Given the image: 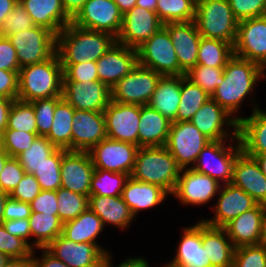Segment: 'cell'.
I'll return each mask as SVG.
<instances>
[{"label":"cell","instance_id":"cell-1","mask_svg":"<svg viewBox=\"0 0 266 267\" xmlns=\"http://www.w3.org/2000/svg\"><path fill=\"white\" fill-rule=\"evenodd\" d=\"M265 70L255 62L233 55L224 67V80L210 96L238 122L241 104L247 95L254 92L258 80L266 78Z\"/></svg>","mask_w":266,"mask_h":267},{"label":"cell","instance_id":"cell-2","mask_svg":"<svg viewBox=\"0 0 266 267\" xmlns=\"http://www.w3.org/2000/svg\"><path fill=\"white\" fill-rule=\"evenodd\" d=\"M115 42L108 33L69 23L56 36V51L64 71L70 64L97 61Z\"/></svg>","mask_w":266,"mask_h":267},{"label":"cell","instance_id":"cell-3","mask_svg":"<svg viewBox=\"0 0 266 267\" xmlns=\"http://www.w3.org/2000/svg\"><path fill=\"white\" fill-rule=\"evenodd\" d=\"M18 78L17 99L20 101L62 96L63 67L57 52L48 60L21 67Z\"/></svg>","mask_w":266,"mask_h":267},{"label":"cell","instance_id":"cell-4","mask_svg":"<svg viewBox=\"0 0 266 267\" xmlns=\"http://www.w3.org/2000/svg\"><path fill=\"white\" fill-rule=\"evenodd\" d=\"M181 168L165 146L139 147L131 177L157 185L172 195Z\"/></svg>","mask_w":266,"mask_h":267},{"label":"cell","instance_id":"cell-5","mask_svg":"<svg viewBox=\"0 0 266 267\" xmlns=\"http://www.w3.org/2000/svg\"><path fill=\"white\" fill-rule=\"evenodd\" d=\"M194 22L201 37L220 39L234 46L239 21L228 0H201L196 4Z\"/></svg>","mask_w":266,"mask_h":267},{"label":"cell","instance_id":"cell-6","mask_svg":"<svg viewBox=\"0 0 266 267\" xmlns=\"http://www.w3.org/2000/svg\"><path fill=\"white\" fill-rule=\"evenodd\" d=\"M236 140V145L233 143ZM227 140L210 141L199 153L195 165V171L206 174L217 180L221 185L229 184L233 178V168L237 156L242 152L239 137L231 139V144L225 145Z\"/></svg>","mask_w":266,"mask_h":267},{"label":"cell","instance_id":"cell-7","mask_svg":"<svg viewBox=\"0 0 266 267\" xmlns=\"http://www.w3.org/2000/svg\"><path fill=\"white\" fill-rule=\"evenodd\" d=\"M138 64L152 69L162 76H181L185 72L179 67L175 48L168 31L162 27L138 48Z\"/></svg>","mask_w":266,"mask_h":267},{"label":"cell","instance_id":"cell-8","mask_svg":"<svg viewBox=\"0 0 266 267\" xmlns=\"http://www.w3.org/2000/svg\"><path fill=\"white\" fill-rule=\"evenodd\" d=\"M210 140L190 121L171 122L166 149L181 169L192 168L199 153Z\"/></svg>","mask_w":266,"mask_h":267},{"label":"cell","instance_id":"cell-9","mask_svg":"<svg viewBox=\"0 0 266 267\" xmlns=\"http://www.w3.org/2000/svg\"><path fill=\"white\" fill-rule=\"evenodd\" d=\"M17 51L20 67L50 59L56 51V35L42 26H34L8 36Z\"/></svg>","mask_w":266,"mask_h":267},{"label":"cell","instance_id":"cell-10","mask_svg":"<svg viewBox=\"0 0 266 267\" xmlns=\"http://www.w3.org/2000/svg\"><path fill=\"white\" fill-rule=\"evenodd\" d=\"M161 74L139 64L111 89V100L134 105H148Z\"/></svg>","mask_w":266,"mask_h":267},{"label":"cell","instance_id":"cell-11","mask_svg":"<svg viewBox=\"0 0 266 267\" xmlns=\"http://www.w3.org/2000/svg\"><path fill=\"white\" fill-rule=\"evenodd\" d=\"M123 22V14L114 0H87L71 20L81 28L105 32L117 38Z\"/></svg>","mask_w":266,"mask_h":267},{"label":"cell","instance_id":"cell-12","mask_svg":"<svg viewBox=\"0 0 266 267\" xmlns=\"http://www.w3.org/2000/svg\"><path fill=\"white\" fill-rule=\"evenodd\" d=\"M139 146L105 138L93 146L90 154L94 169L131 175Z\"/></svg>","mask_w":266,"mask_h":267},{"label":"cell","instance_id":"cell-13","mask_svg":"<svg viewBox=\"0 0 266 267\" xmlns=\"http://www.w3.org/2000/svg\"><path fill=\"white\" fill-rule=\"evenodd\" d=\"M233 53L257 63L266 71V15L238 22Z\"/></svg>","mask_w":266,"mask_h":267},{"label":"cell","instance_id":"cell-14","mask_svg":"<svg viewBox=\"0 0 266 267\" xmlns=\"http://www.w3.org/2000/svg\"><path fill=\"white\" fill-rule=\"evenodd\" d=\"M190 122L210 141L238 138L239 122L211 98L192 116ZM231 126L232 132H228L226 128Z\"/></svg>","mask_w":266,"mask_h":267},{"label":"cell","instance_id":"cell-15","mask_svg":"<svg viewBox=\"0 0 266 267\" xmlns=\"http://www.w3.org/2000/svg\"><path fill=\"white\" fill-rule=\"evenodd\" d=\"M103 113L107 138L138 146L140 105L111 100Z\"/></svg>","mask_w":266,"mask_h":267},{"label":"cell","instance_id":"cell-16","mask_svg":"<svg viewBox=\"0 0 266 267\" xmlns=\"http://www.w3.org/2000/svg\"><path fill=\"white\" fill-rule=\"evenodd\" d=\"M163 26L155 11L135 6L123 15L122 28L116 42L136 49Z\"/></svg>","mask_w":266,"mask_h":267},{"label":"cell","instance_id":"cell-17","mask_svg":"<svg viewBox=\"0 0 266 267\" xmlns=\"http://www.w3.org/2000/svg\"><path fill=\"white\" fill-rule=\"evenodd\" d=\"M220 187L221 184L217 180L189 167L186 170L181 169L172 196L183 205L202 206L218 195Z\"/></svg>","mask_w":266,"mask_h":267},{"label":"cell","instance_id":"cell-18","mask_svg":"<svg viewBox=\"0 0 266 267\" xmlns=\"http://www.w3.org/2000/svg\"><path fill=\"white\" fill-rule=\"evenodd\" d=\"M62 98L76 110L103 112L111 101V89L101 81L63 82Z\"/></svg>","mask_w":266,"mask_h":267},{"label":"cell","instance_id":"cell-19","mask_svg":"<svg viewBox=\"0 0 266 267\" xmlns=\"http://www.w3.org/2000/svg\"><path fill=\"white\" fill-rule=\"evenodd\" d=\"M45 249L69 267H103L105 253L96 244L75 243L61 234Z\"/></svg>","mask_w":266,"mask_h":267},{"label":"cell","instance_id":"cell-20","mask_svg":"<svg viewBox=\"0 0 266 267\" xmlns=\"http://www.w3.org/2000/svg\"><path fill=\"white\" fill-rule=\"evenodd\" d=\"M138 64L135 48L115 42L97 61L98 80L110 89Z\"/></svg>","mask_w":266,"mask_h":267},{"label":"cell","instance_id":"cell-21","mask_svg":"<svg viewBox=\"0 0 266 267\" xmlns=\"http://www.w3.org/2000/svg\"><path fill=\"white\" fill-rule=\"evenodd\" d=\"M61 187L90 196L94 166L88 151H67L61 162Z\"/></svg>","mask_w":266,"mask_h":267},{"label":"cell","instance_id":"cell-22","mask_svg":"<svg viewBox=\"0 0 266 267\" xmlns=\"http://www.w3.org/2000/svg\"><path fill=\"white\" fill-rule=\"evenodd\" d=\"M218 195L216 205L212 207L215 212L213 218L202 220L213 227L223 228L231 220L258 204L250 195L232 183L222 184Z\"/></svg>","mask_w":266,"mask_h":267},{"label":"cell","instance_id":"cell-23","mask_svg":"<svg viewBox=\"0 0 266 267\" xmlns=\"http://www.w3.org/2000/svg\"><path fill=\"white\" fill-rule=\"evenodd\" d=\"M72 124V151H89L107 138L103 112L75 109Z\"/></svg>","mask_w":266,"mask_h":267},{"label":"cell","instance_id":"cell-24","mask_svg":"<svg viewBox=\"0 0 266 267\" xmlns=\"http://www.w3.org/2000/svg\"><path fill=\"white\" fill-rule=\"evenodd\" d=\"M163 27L170 35L179 67L186 73L197 65L201 35L196 23L194 21L167 23Z\"/></svg>","mask_w":266,"mask_h":267},{"label":"cell","instance_id":"cell-25","mask_svg":"<svg viewBox=\"0 0 266 267\" xmlns=\"http://www.w3.org/2000/svg\"><path fill=\"white\" fill-rule=\"evenodd\" d=\"M231 183L240 187L257 203L266 205V175L256 159L243 151L235 160Z\"/></svg>","mask_w":266,"mask_h":267},{"label":"cell","instance_id":"cell-26","mask_svg":"<svg viewBox=\"0 0 266 267\" xmlns=\"http://www.w3.org/2000/svg\"><path fill=\"white\" fill-rule=\"evenodd\" d=\"M265 209L266 205L258 203L223 227L235 248L260 244Z\"/></svg>","mask_w":266,"mask_h":267},{"label":"cell","instance_id":"cell-27","mask_svg":"<svg viewBox=\"0 0 266 267\" xmlns=\"http://www.w3.org/2000/svg\"><path fill=\"white\" fill-rule=\"evenodd\" d=\"M183 229L176 255L164 267H212L206 249L202 246L201 220Z\"/></svg>","mask_w":266,"mask_h":267},{"label":"cell","instance_id":"cell-28","mask_svg":"<svg viewBox=\"0 0 266 267\" xmlns=\"http://www.w3.org/2000/svg\"><path fill=\"white\" fill-rule=\"evenodd\" d=\"M36 26L52 31L56 36L69 24L62 0H19Z\"/></svg>","mask_w":266,"mask_h":267},{"label":"cell","instance_id":"cell-29","mask_svg":"<svg viewBox=\"0 0 266 267\" xmlns=\"http://www.w3.org/2000/svg\"><path fill=\"white\" fill-rule=\"evenodd\" d=\"M253 105L251 115L239 121L238 137L246 155H261L266 153V111Z\"/></svg>","mask_w":266,"mask_h":267},{"label":"cell","instance_id":"cell-30","mask_svg":"<svg viewBox=\"0 0 266 267\" xmlns=\"http://www.w3.org/2000/svg\"><path fill=\"white\" fill-rule=\"evenodd\" d=\"M169 194L161 187L137 181L131 176L127 179L121 197L134 217L145 209H152L162 203Z\"/></svg>","mask_w":266,"mask_h":267},{"label":"cell","instance_id":"cell-31","mask_svg":"<svg viewBox=\"0 0 266 267\" xmlns=\"http://www.w3.org/2000/svg\"><path fill=\"white\" fill-rule=\"evenodd\" d=\"M201 237L212 267H232L235 247L224 228L201 221Z\"/></svg>","mask_w":266,"mask_h":267},{"label":"cell","instance_id":"cell-32","mask_svg":"<svg viewBox=\"0 0 266 267\" xmlns=\"http://www.w3.org/2000/svg\"><path fill=\"white\" fill-rule=\"evenodd\" d=\"M171 121L149 105L140 106L138 146H165Z\"/></svg>","mask_w":266,"mask_h":267},{"label":"cell","instance_id":"cell-33","mask_svg":"<svg viewBox=\"0 0 266 267\" xmlns=\"http://www.w3.org/2000/svg\"><path fill=\"white\" fill-rule=\"evenodd\" d=\"M88 207L97 214L105 226L114 225L126 229L134 220V216L121 196L90 195Z\"/></svg>","mask_w":266,"mask_h":267},{"label":"cell","instance_id":"cell-34","mask_svg":"<svg viewBox=\"0 0 266 267\" xmlns=\"http://www.w3.org/2000/svg\"><path fill=\"white\" fill-rule=\"evenodd\" d=\"M181 100V76H161L148 103L171 122H176Z\"/></svg>","mask_w":266,"mask_h":267},{"label":"cell","instance_id":"cell-35","mask_svg":"<svg viewBox=\"0 0 266 267\" xmlns=\"http://www.w3.org/2000/svg\"><path fill=\"white\" fill-rule=\"evenodd\" d=\"M103 229L104 225L101 218L88 207L77 218L63 223L62 235L75 243L96 244L107 254L109 251L100 244L98 245L96 241Z\"/></svg>","mask_w":266,"mask_h":267},{"label":"cell","instance_id":"cell-36","mask_svg":"<svg viewBox=\"0 0 266 267\" xmlns=\"http://www.w3.org/2000/svg\"><path fill=\"white\" fill-rule=\"evenodd\" d=\"M74 108L63 98L55 107L53 122L46 138L56 147L72 151V120Z\"/></svg>","mask_w":266,"mask_h":267},{"label":"cell","instance_id":"cell-37","mask_svg":"<svg viewBox=\"0 0 266 267\" xmlns=\"http://www.w3.org/2000/svg\"><path fill=\"white\" fill-rule=\"evenodd\" d=\"M31 236L35 240L31 248H46L53 240L62 234L63 222L58 215L31 212L29 217Z\"/></svg>","mask_w":266,"mask_h":267},{"label":"cell","instance_id":"cell-38","mask_svg":"<svg viewBox=\"0 0 266 267\" xmlns=\"http://www.w3.org/2000/svg\"><path fill=\"white\" fill-rule=\"evenodd\" d=\"M234 55L233 46L220 39L201 37L197 64L213 68H224Z\"/></svg>","mask_w":266,"mask_h":267},{"label":"cell","instance_id":"cell-39","mask_svg":"<svg viewBox=\"0 0 266 267\" xmlns=\"http://www.w3.org/2000/svg\"><path fill=\"white\" fill-rule=\"evenodd\" d=\"M210 96L198 85L181 75V100L177 111L176 122L190 121Z\"/></svg>","mask_w":266,"mask_h":267},{"label":"cell","instance_id":"cell-40","mask_svg":"<svg viewBox=\"0 0 266 267\" xmlns=\"http://www.w3.org/2000/svg\"><path fill=\"white\" fill-rule=\"evenodd\" d=\"M155 12L163 24L190 22L195 20L196 3L192 0H157Z\"/></svg>","mask_w":266,"mask_h":267},{"label":"cell","instance_id":"cell-41","mask_svg":"<svg viewBox=\"0 0 266 267\" xmlns=\"http://www.w3.org/2000/svg\"><path fill=\"white\" fill-rule=\"evenodd\" d=\"M130 176L125 173L94 169L90 185V195L121 196L125 183Z\"/></svg>","mask_w":266,"mask_h":267},{"label":"cell","instance_id":"cell-42","mask_svg":"<svg viewBox=\"0 0 266 267\" xmlns=\"http://www.w3.org/2000/svg\"><path fill=\"white\" fill-rule=\"evenodd\" d=\"M68 150L57 148L33 173L41 190L57 191L61 187V162Z\"/></svg>","mask_w":266,"mask_h":267},{"label":"cell","instance_id":"cell-43","mask_svg":"<svg viewBox=\"0 0 266 267\" xmlns=\"http://www.w3.org/2000/svg\"><path fill=\"white\" fill-rule=\"evenodd\" d=\"M56 149L46 136H37L31 146L16 158L19 160L25 173L33 174Z\"/></svg>","mask_w":266,"mask_h":267},{"label":"cell","instance_id":"cell-44","mask_svg":"<svg viewBox=\"0 0 266 267\" xmlns=\"http://www.w3.org/2000/svg\"><path fill=\"white\" fill-rule=\"evenodd\" d=\"M89 197L60 187L57 190L58 216L63 223L77 218L88 208Z\"/></svg>","mask_w":266,"mask_h":267},{"label":"cell","instance_id":"cell-45","mask_svg":"<svg viewBox=\"0 0 266 267\" xmlns=\"http://www.w3.org/2000/svg\"><path fill=\"white\" fill-rule=\"evenodd\" d=\"M7 128L38 134L33 105L30 102L14 100L8 114Z\"/></svg>","mask_w":266,"mask_h":267},{"label":"cell","instance_id":"cell-46","mask_svg":"<svg viewBox=\"0 0 266 267\" xmlns=\"http://www.w3.org/2000/svg\"><path fill=\"white\" fill-rule=\"evenodd\" d=\"M223 72L224 68H213L197 64L185 73V77L211 96L216 87L223 83Z\"/></svg>","mask_w":266,"mask_h":267},{"label":"cell","instance_id":"cell-47","mask_svg":"<svg viewBox=\"0 0 266 267\" xmlns=\"http://www.w3.org/2000/svg\"><path fill=\"white\" fill-rule=\"evenodd\" d=\"M38 134L6 128L0 137V148L10 157H17L28 149Z\"/></svg>","mask_w":266,"mask_h":267},{"label":"cell","instance_id":"cell-48","mask_svg":"<svg viewBox=\"0 0 266 267\" xmlns=\"http://www.w3.org/2000/svg\"><path fill=\"white\" fill-rule=\"evenodd\" d=\"M62 98L51 97L30 102L34 107L38 136H47L53 122L57 102Z\"/></svg>","mask_w":266,"mask_h":267},{"label":"cell","instance_id":"cell-49","mask_svg":"<svg viewBox=\"0 0 266 267\" xmlns=\"http://www.w3.org/2000/svg\"><path fill=\"white\" fill-rule=\"evenodd\" d=\"M232 267H266V247L259 244L235 248Z\"/></svg>","mask_w":266,"mask_h":267},{"label":"cell","instance_id":"cell-50","mask_svg":"<svg viewBox=\"0 0 266 267\" xmlns=\"http://www.w3.org/2000/svg\"><path fill=\"white\" fill-rule=\"evenodd\" d=\"M33 249L21 238L8 233L0 224V252L8 258H23L32 253Z\"/></svg>","mask_w":266,"mask_h":267},{"label":"cell","instance_id":"cell-51","mask_svg":"<svg viewBox=\"0 0 266 267\" xmlns=\"http://www.w3.org/2000/svg\"><path fill=\"white\" fill-rule=\"evenodd\" d=\"M34 26L36 25L34 24L32 18L18 2L11 13L3 21L2 29L4 37H8L12 34H17L18 32L31 29Z\"/></svg>","mask_w":266,"mask_h":267},{"label":"cell","instance_id":"cell-52","mask_svg":"<svg viewBox=\"0 0 266 267\" xmlns=\"http://www.w3.org/2000/svg\"><path fill=\"white\" fill-rule=\"evenodd\" d=\"M234 17L238 20L266 15V0H228Z\"/></svg>","mask_w":266,"mask_h":267},{"label":"cell","instance_id":"cell-53","mask_svg":"<svg viewBox=\"0 0 266 267\" xmlns=\"http://www.w3.org/2000/svg\"><path fill=\"white\" fill-rule=\"evenodd\" d=\"M99 81L96 61L70 64L63 71V82H92Z\"/></svg>","mask_w":266,"mask_h":267},{"label":"cell","instance_id":"cell-54","mask_svg":"<svg viewBox=\"0 0 266 267\" xmlns=\"http://www.w3.org/2000/svg\"><path fill=\"white\" fill-rule=\"evenodd\" d=\"M24 174L25 171L20 165L19 160L16 157H10L5 162L4 168L0 173V189L10 195Z\"/></svg>","mask_w":266,"mask_h":267},{"label":"cell","instance_id":"cell-55","mask_svg":"<svg viewBox=\"0 0 266 267\" xmlns=\"http://www.w3.org/2000/svg\"><path fill=\"white\" fill-rule=\"evenodd\" d=\"M40 192V185L34 175L30 173H25L21 181L10 193L9 196L12 199L30 204Z\"/></svg>","mask_w":266,"mask_h":267},{"label":"cell","instance_id":"cell-56","mask_svg":"<svg viewBox=\"0 0 266 267\" xmlns=\"http://www.w3.org/2000/svg\"><path fill=\"white\" fill-rule=\"evenodd\" d=\"M30 205L31 212L58 215L57 191L41 190Z\"/></svg>","mask_w":266,"mask_h":267},{"label":"cell","instance_id":"cell-57","mask_svg":"<svg viewBox=\"0 0 266 267\" xmlns=\"http://www.w3.org/2000/svg\"><path fill=\"white\" fill-rule=\"evenodd\" d=\"M20 66L17 60V51L8 37L0 38V69L19 72Z\"/></svg>","mask_w":266,"mask_h":267},{"label":"cell","instance_id":"cell-58","mask_svg":"<svg viewBox=\"0 0 266 267\" xmlns=\"http://www.w3.org/2000/svg\"><path fill=\"white\" fill-rule=\"evenodd\" d=\"M19 72H12L0 69V96L17 100Z\"/></svg>","mask_w":266,"mask_h":267},{"label":"cell","instance_id":"cell-59","mask_svg":"<svg viewBox=\"0 0 266 267\" xmlns=\"http://www.w3.org/2000/svg\"><path fill=\"white\" fill-rule=\"evenodd\" d=\"M31 215V205L19 200L12 199L10 196L6 200L4 208V221L26 219Z\"/></svg>","mask_w":266,"mask_h":267},{"label":"cell","instance_id":"cell-60","mask_svg":"<svg viewBox=\"0 0 266 267\" xmlns=\"http://www.w3.org/2000/svg\"><path fill=\"white\" fill-rule=\"evenodd\" d=\"M2 225L8 233L21 238L31 247L28 242L29 237L31 238L29 218L3 221Z\"/></svg>","mask_w":266,"mask_h":267},{"label":"cell","instance_id":"cell-61","mask_svg":"<svg viewBox=\"0 0 266 267\" xmlns=\"http://www.w3.org/2000/svg\"><path fill=\"white\" fill-rule=\"evenodd\" d=\"M41 250L43 253L40 258L34 256L35 267H69L63 261L55 258L45 248H40Z\"/></svg>","mask_w":266,"mask_h":267},{"label":"cell","instance_id":"cell-62","mask_svg":"<svg viewBox=\"0 0 266 267\" xmlns=\"http://www.w3.org/2000/svg\"><path fill=\"white\" fill-rule=\"evenodd\" d=\"M111 254L108 252L105 254L104 260H103V267H113L112 261H111ZM147 260L142 257H133V258H127L125 261L117 265V267H149Z\"/></svg>","mask_w":266,"mask_h":267},{"label":"cell","instance_id":"cell-63","mask_svg":"<svg viewBox=\"0 0 266 267\" xmlns=\"http://www.w3.org/2000/svg\"><path fill=\"white\" fill-rule=\"evenodd\" d=\"M13 99L0 96V137L3 135L8 125V114L13 104Z\"/></svg>","mask_w":266,"mask_h":267},{"label":"cell","instance_id":"cell-64","mask_svg":"<svg viewBox=\"0 0 266 267\" xmlns=\"http://www.w3.org/2000/svg\"><path fill=\"white\" fill-rule=\"evenodd\" d=\"M87 0H62L66 15L72 20Z\"/></svg>","mask_w":266,"mask_h":267},{"label":"cell","instance_id":"cell-65","mask_svg":"<svg viewBox=\"0 0 266 267\" xmlns=\"http://www.w3.org/2000/svg\"><path fill=\"white\" fill-rule=\"evenodd\" d=\"M34 254L35 250L32 253L23 258H10L7 262L5 267H35L34 263Z\"/></svg>","mask_w":266,"mask_h":267},{"label":"cell","instance_id":"cell-66","mask_svg":"<svg viewBox=\"0 0 266 267\" xmlns=\"http://www.w3.org/2000/svg\"><path fill=\"white\" fill-rule=\"evenodd\" d=\"M18 2L19 0H0V24H3Z\"/></svg>","mask_w":266,"mask_h":267},{"label":"cell","instance_id":"cell-67","mask_svg":"<svg viewBox=\"0 0 266 267\" xmlns=\"http://www.w3.org/2000/svg\"><path fill=\"white\" fill-rule=\"evenodd\" d=\"M114 2L119 7L120 12L124 15L136 6L137 0H114Z\"/></svg>","mask_w":266,"mask_h":267},{"label":"cell","instance_id":"cell-68","mask_svg":"<svg viewBox=\"0 0 266 267\" xmlns=\"http://www.w3.org/2000/svg\"><path fill=\"white\" fill-rule=\"evenodd\" d=\"M157 0H137L136 6L145 8L151 11L156 10Z\"/></svg>","mask_w":266,"mask_h":267},{"label":"cell","instance_id":"cell-69","mask_svg":"<svg viewBox=\"0 0 266 267\" xmlns=\"http://www.w3.org/2000/svg\"><path fill=\"white\" fill-rule=\"evenodd\" d=\"M8 197L9 194L0 189V224H2V222L4 221V208Z\"/></svg>","mask_w":266,"mask_h":267},{"label":"cell","instance_id":"cell-70","mask_svg":"<svg viewBox=\"0 0 266 267\" xmlns=\"http://www.w3.org/2000/svg\"><path fill=\"white\" fill-rule=\"evenodd\" d=\"M250 157H253L256 159V161L259 163L262 172L266 175V153L261 155H248Z\"/></svg>","mask_w":266,"mask_h":267},{"label":"cell","instance_id":"cell-71","mask_svg":"<svg viewBox=\"0 0 266 267\" xmlns=\"http://www.w3.org/2000/svg\"><path fill=\"white\" fill-rule=\"evenodd\" d=\"M260 244L266 247V209L262 220Z\"/></svg>","mask_w":266,"mask_h":267},{"label":"cell","instance_id":"cell-72","mask_svg":"<svg viewBox=\"0 0 266 267\" xmlns=\"http://www.w3.org/2000/svg\"><path fill=\"white\" fill-rule=\"evenodd\" d=\"M10 158V156L4 152L1 148H0V173L2 172L5 162Z\"/></svg>","mask_w":266,"mask_h":267},{"label":"cell","instance_id":"cell-73","mask_svg":"<svg viewBox=\"0 0 266 267\" xmlns=\"http://www.w3.org/2000/svg\"><path fill=\"white\" fill-rule=\"evenodd\" d=\"M10 258H8L4 253L0 252V267H5L6 262L9 260Z\"/></svg>","mask_w":266,"mask_h":267},{"label":"cell","instance_id":"cell-74","mask_svg":"<svg viewBox=\"0 0 266 267\" xmlns=\"http://www.w3.org/2000/svg\"><path fill=\"white\" fill-rule=\"evenodd\" d=\"M4 36L2 24H0V38Z\"/></svg>","mask_w":266,"mask_h":267},{"label":"cell","instance_id":"cell-75","mask_svg":"<svg viewBox=\"0 0 266 267\" xmlns=\"http://www.w3.org/2000/svg\"><path fill=\"white\" fill-rule=\"evenodd\" d=\"M193 2H195L196 4L198 3V2H200L201 0H192Z\"/></svg>","mask_w":266,"mask_h":267}]
</instances>
